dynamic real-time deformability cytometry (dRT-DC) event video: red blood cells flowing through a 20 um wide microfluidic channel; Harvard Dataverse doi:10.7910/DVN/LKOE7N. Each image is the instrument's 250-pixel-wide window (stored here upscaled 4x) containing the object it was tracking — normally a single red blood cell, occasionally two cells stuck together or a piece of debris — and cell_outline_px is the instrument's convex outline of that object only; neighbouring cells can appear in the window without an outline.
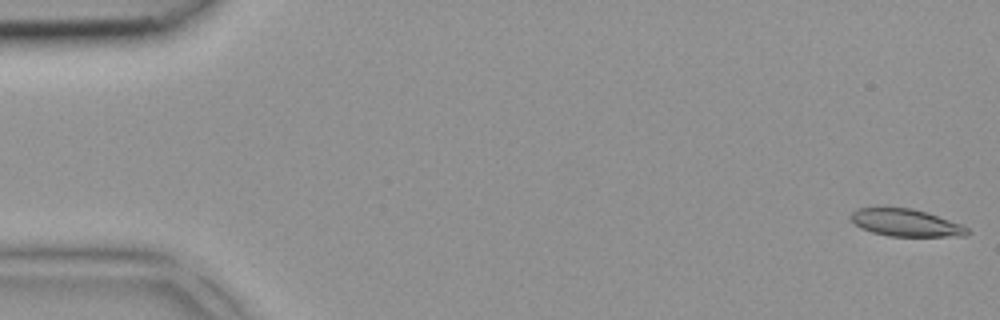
{"species": "common noctule bat (a hibernating species)", "species_latin": "Nyctalus noctula", "temperature_condition": "room temperature", "stored_images_in_passage": 5, "camera_frame_rate_fps": 3000, "um_per_image_px": 0.085, "animal": {"sex": "female", "body_mass_g": 18.4}, "frame": {"image": 1, "passage_image": 5, "time_ms": 1.333, "image_size_px": [1000, 320], "cell_outline_px": [[972, 232], [964, 236], [888, 236], [872, 232], [860, 228], [848, 216], [852, 212], [860, 208], [912, 208], [928, 212], [960, 224], [968, 228]], "centroid_in_image_um": [77.01, 18.94], "position_along_channel_um": 8.0, "area_um2": 18.5}}